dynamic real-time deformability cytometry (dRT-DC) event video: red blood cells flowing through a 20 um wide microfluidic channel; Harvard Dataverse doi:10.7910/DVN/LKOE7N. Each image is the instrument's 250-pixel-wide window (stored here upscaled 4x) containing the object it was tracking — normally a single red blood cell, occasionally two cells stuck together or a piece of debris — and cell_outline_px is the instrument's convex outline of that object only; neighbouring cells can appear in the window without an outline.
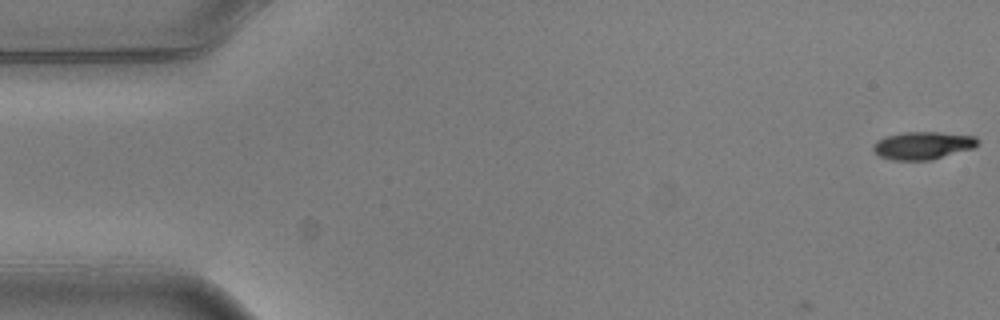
{"species": "common noctule bat (a hibernating species)", "species_latin": "Nyctalus noctula", "temperature_condition": "warm", "stored_images_in_passage": 5, "camera_frame_rate_fps": 3000, "um_per_image_px": 0.085, "animal": {"sex": "male", "body_mass_g": 20.5, "forearm_length_mm": 52.5}, "frame": {"image": 1, "passage_image": 1, "time_ms": 0.0, "image_size_px": [1000, 320], "cell_outline_px": [[976, 144], [972, 148], [932, 160], [892, 160], [880, 156], [872, 148], [872, 144], [876, 140], [888, 136], [904, 132], [940, 132], [976, 136]], "centroid_in_image_um": [78.4, 12.36], "position_along_channel_um": 6.6, "area_um2": 16.7}}
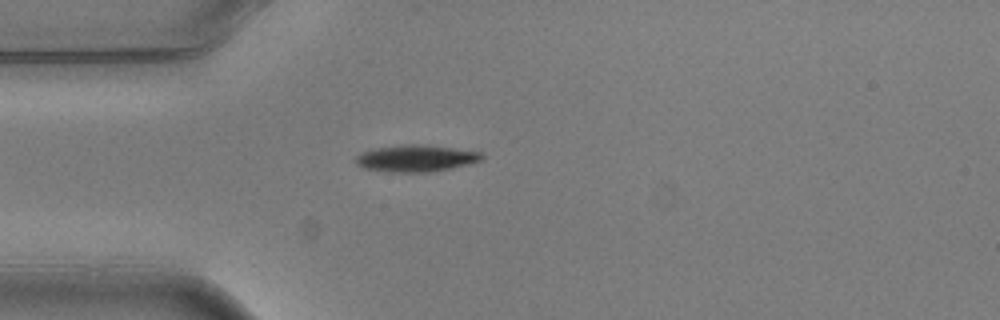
{"frame": {"image": 2, "passage_image": 5, "time_ms": 1.333, "image_size_px": [1000, 320], "cell_outline_px": [[484, 156], [480, 160], [468, 164], [452, 168], [428, 172], [388, 172], [360, 168], [352, 160], [360, 152], [372, 148], [400, 144], [416, 144], [452, 148], [480, 152]], "centroid_in_image_um": [35.23, 13.46], "position_along_channel_um": 49.8, "area_um2": 19.88}}